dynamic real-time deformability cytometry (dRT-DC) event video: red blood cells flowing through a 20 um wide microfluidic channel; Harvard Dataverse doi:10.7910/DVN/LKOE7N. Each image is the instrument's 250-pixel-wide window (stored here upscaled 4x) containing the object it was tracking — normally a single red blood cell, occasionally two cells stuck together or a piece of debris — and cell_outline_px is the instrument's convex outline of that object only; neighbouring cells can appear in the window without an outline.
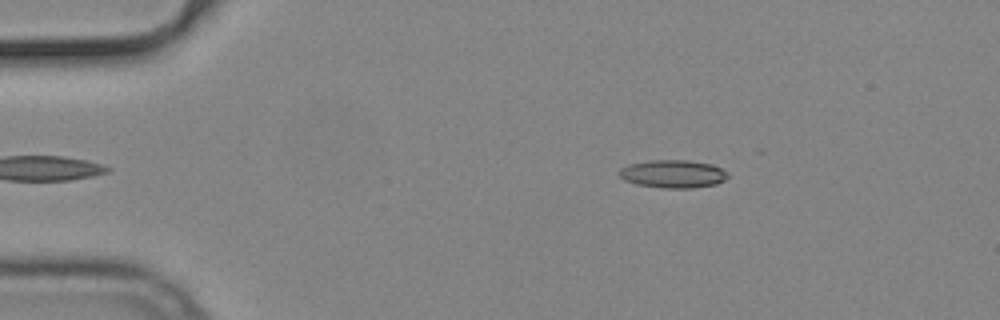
{"species": "common noctule bat (a hibernating species)", "species_latin": "Nyctalus noctula", "temperature_condition": "cold", "stored_images_in_passage": 48, "camera_frame_rate_fps": 3000, "um_per_image_px": 0.085, "animal": {"sex": "male", "body_mass_g": 19.2, "forearm_length_mm": 51.8}, "frame": {"image": 1, "passage_image": 3, "time_ms": 0.667, "image_size_px": [1000, 320], "cell_outline_px": [[728, 176], [724, 180], [716, 184], [692, 188], [664, 188], [636, 184], [624, 180], [616, 172], [620, 168], [628, 164], [652, 160], [684, 160], [712, 164], [728, 172]], "centroid_in_image_um": [57.17, 14.78], "position_along_channel_um": 27.8, "area_um2": 17.74}}
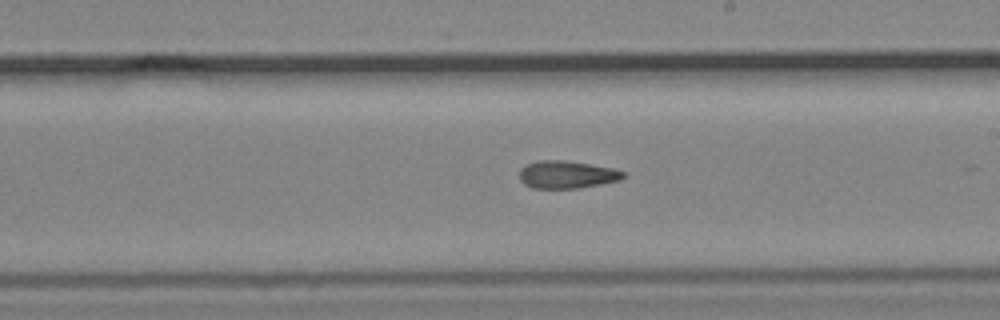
{"frame": {"image": 2, "passage_image": 25, "time_ms": 8.0, "image_size_px": [1000, 320], "cell_outline_px": [[624, 176], [620, 180], [600, 184], [576, 188], [532, 188], [524, 184], [520, 180], [520, 168], [536, 160], [564, 160], [612, 168], [624, 172]], "centroid_in_image_um": [48.14, 14.84], "position_along_channel_um": 240.9, "area_um2": 16.53}}
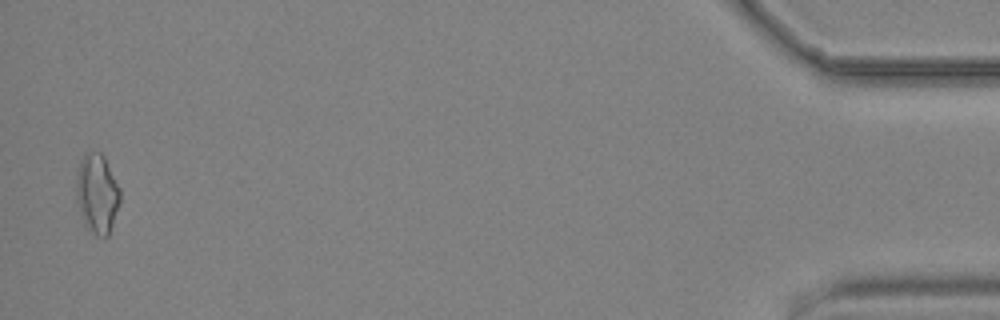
{"frame": {"image": 3, "passage_image": 47, "time_ms": 15.333, "image_size_px": [1000, 320], "cell_outline_px": [[120, 204], [108, 236], [96, 236], [84, 224], [76, 200], [76, 172], [80, 160], [84, 152], [100, 152], [104, 156], [120, 188]], "centroid_in_image_um": [8.24, 16.43], "position_along_channel_um": 427.0, "area_um2": 20.52}, "authors_computed_cell_mechanics": {"area_um2": 16.9643, "velocity_mm_per_s": 3.7861, "shape_relaxation_time_tau1_ms": null, "shape_relaxation_time_tau2_ms": 6.7658, "deformation_change_tau1": null, "deformation_change_tau2": 0.1675}}